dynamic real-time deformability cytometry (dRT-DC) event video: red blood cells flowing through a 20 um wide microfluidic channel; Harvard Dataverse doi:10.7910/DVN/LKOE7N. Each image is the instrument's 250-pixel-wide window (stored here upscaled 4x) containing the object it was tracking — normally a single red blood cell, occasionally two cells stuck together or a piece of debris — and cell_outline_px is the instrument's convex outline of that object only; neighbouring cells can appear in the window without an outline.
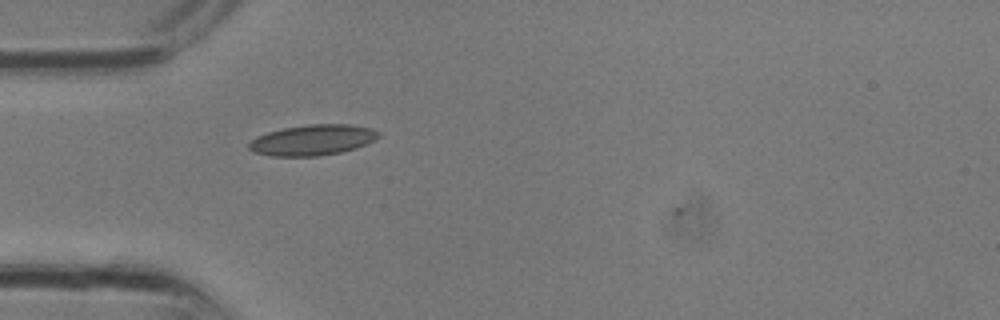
{"species": "common noctule bat (a hibernating species)", "species_latin": "Nyctalus noctula", "temperature_condition": "room temperature", "stored_images_in_passage": 3, "camera_frame_rate_fps": 3000, "um_per_image_px": 0.085, "animal": {"sex": "male", "body_mass_g": 13.3}, "frame": {"image": 1, "passage_image": 2, "time_ms": 0.333, "image_size_px": [1000, 320], "cell_outline_px": [[380, 136], [368, 144], [356, 148], [340, 152], [320, 156], [268, 156], [252, 152], [248, 148], [248, 144], [256, 136], [268, 132], [284, 128], [312, 124], [352, 124], [372, 128], [380, 132]], "centroid_in_image_um": [26.58, 11.9], "position_along_channel_um": 58.4, "area_um2": 23.35}}